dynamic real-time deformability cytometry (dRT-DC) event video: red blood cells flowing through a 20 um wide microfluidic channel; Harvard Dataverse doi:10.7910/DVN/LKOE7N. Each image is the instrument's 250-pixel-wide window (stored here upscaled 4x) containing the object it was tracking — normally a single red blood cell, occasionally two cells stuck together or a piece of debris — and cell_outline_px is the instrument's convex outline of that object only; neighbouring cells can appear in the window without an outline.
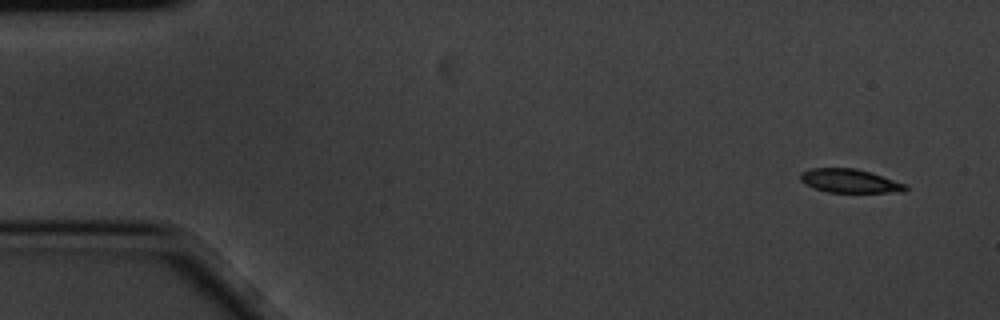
{"species": "common noctule bat (a hibernating species)", "species_latin": "Nyctalus noctula", "temperature_condition": "cold", "stored_images_in_passage": 6, "camera_frame_rate_fps": 3000, "um_per_image_px": 0.085, "animal": {"sex": "male", "body_mass_g": 20.1, "forearm_length_mm": 53.5}, "frame": {"image": 1, "passage_image": 1, "time_ms": 0.0, "image_size_px": [1000, 320], "cell_outline_px": [[908, 188], [904, 192], [828, 192], [804, 184], [800, 180], [800, 172], [808, 168], [856, 168], [872, 172], [908, 184]], "centroid_in_image_um": [72.25, 15.36], "position_along_channel_um": 12.7, "area_um2": 14.74}}
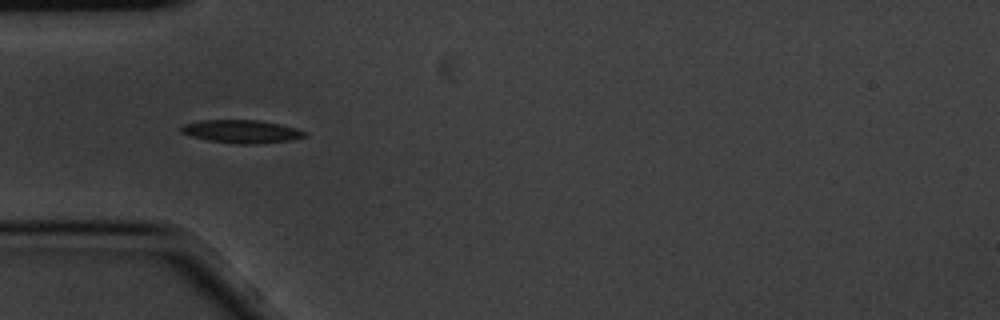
{"frame": {"image": 2, "passage_image": 5, "time_ms": 1.333, "image_size_px": [1000, 320], "cell_outline_px": [[308, 136], [288, 140], [256, 144], [236, 144], [208, 140], [192, 136], [180, 132], [180, 128], [184, 124], [200, 120], [260, 120], [296, 128], [308, 132]], "centroid_in_image_um": [20.54, 11.17], "position_along_channel_um": 64.5, "area_um2": 16.59}}
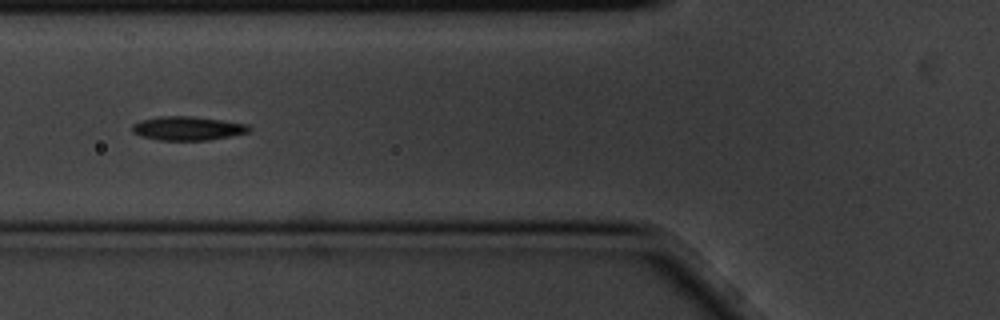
{"frame": {"image": 3, "passage_image": 6, "time_ms": 1.667, "image_size_px": [1000, 320], "cell_outline_px": [[252, 128], [248, 132], [208, 140], [160, 140], [140, 136], [132, 132], [132, 124], [140, 120], [160, 116], [192, 116], [224, 120], [248, 124]], "centroid_in_image_um": [15.93, 10.9], "position_along_channel_um": 109.9, "area_um2": 16.3}}